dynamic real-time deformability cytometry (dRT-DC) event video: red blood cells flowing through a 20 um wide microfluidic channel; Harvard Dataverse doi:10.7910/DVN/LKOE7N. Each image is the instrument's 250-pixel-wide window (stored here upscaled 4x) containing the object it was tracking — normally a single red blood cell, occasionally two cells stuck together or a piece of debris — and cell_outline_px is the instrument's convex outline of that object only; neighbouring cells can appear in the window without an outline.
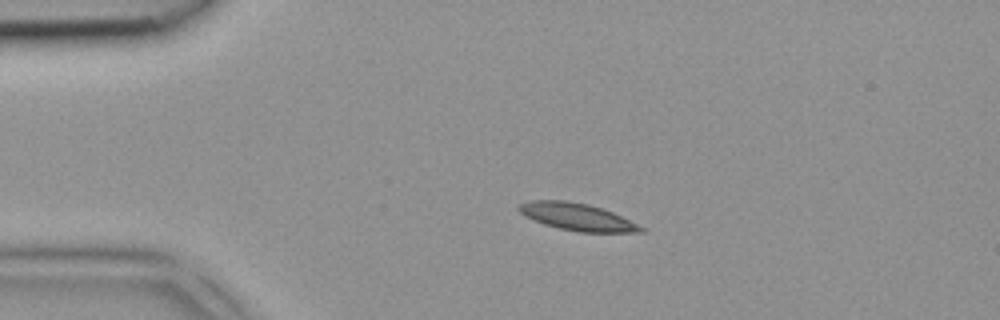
{"species": "common noctule bat (a hibernating species)", "species_latin": "Nyctalus noctula", "temperature_condition": "room temperature", "stored_images_in_passage": 5, "camera_frame_rate_fps": 3000, "um_per_image_px": 0.085, "animal": {"sex": "female", "body_mass_g": 18.4}, "frame": {"image": 1, "passage_image": 3, "time_ms": 0.667, "image_size_px": [1000, 320], "cell_outline_px": [[648, 228], [644, 232], [580, 232], [560, 228], [544, 224], [524, 216], [516, 208], [520, 204], [532, 200], [564, 200], [588, 204], [612, 212]], "centroid_in_image_um": [49.08, 18.43], "position_along_channel_um": 35.9, "area_um2": 19.31}}